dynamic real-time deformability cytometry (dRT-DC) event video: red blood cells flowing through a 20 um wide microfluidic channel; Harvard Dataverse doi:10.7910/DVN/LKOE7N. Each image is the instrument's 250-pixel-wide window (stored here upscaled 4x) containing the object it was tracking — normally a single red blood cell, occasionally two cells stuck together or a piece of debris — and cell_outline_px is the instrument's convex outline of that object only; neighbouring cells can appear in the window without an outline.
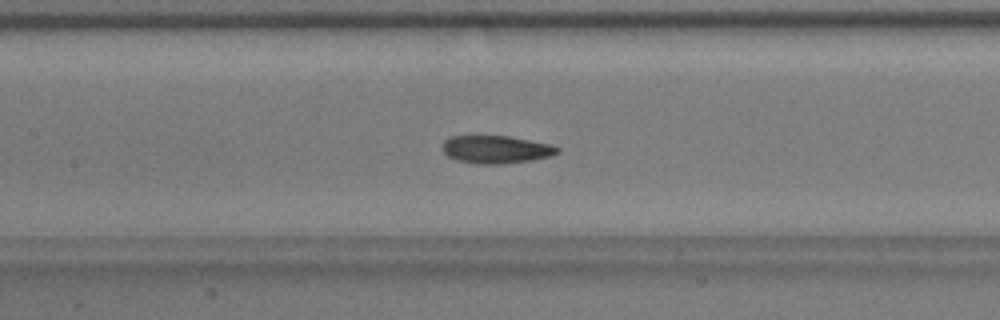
{"species": "common noctule bat (a hibernating species)", "species_latin": "Nyctalus noctula", "temperature_condition": "warm", "stored_images_in_passage": 33, "camera_frame_rate_fps": 3000, "um_per_image_px": 0.085, "animal": {"sex": "male", "body_mass_g": 17.9}, "frame": {"image": 1, "passage_image": 13, "time_ms": 4.0, "image_size_px": [1000, 320], "cell_outline_px": [[560, 152], [552, 156], [532, 160], [500, 164], [480, 164], [456, 160], [448, 156], [440, 148], [444, 140], [452, 136], [508, 136], [552, 144], [560, 148]], "centroid_in_image_um": [42.18, 12.7], "position_along_channel_um": 165.2, "area_um2": 18.79}}
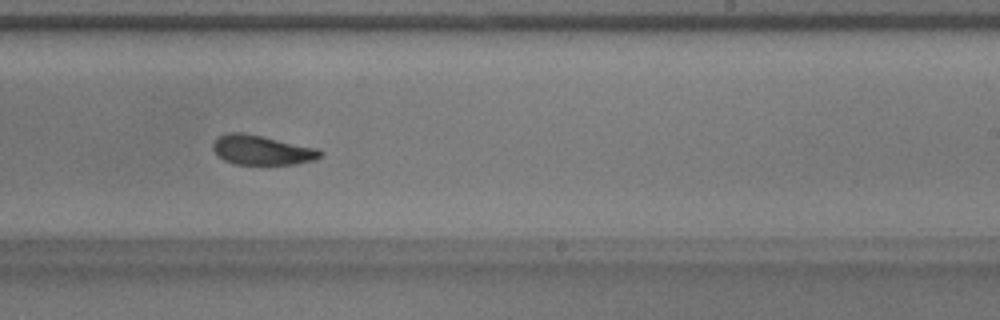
{"frame": {"image": 2, "passage_image": 21, "time_ms": 6.667, "image_size_px": [1000, 320], "cell_outline_px": [[324, 152], [316, 160], [296, 164], [232, 164], [216, 156], [212, 148], [212, 144], [220, 136], [228, 132], [244, 132], [316, 148]], "centroid_in_image_um": [22.23, 12.76], "position_along_channel_um": 266.8, "area_um2": 18.55}}
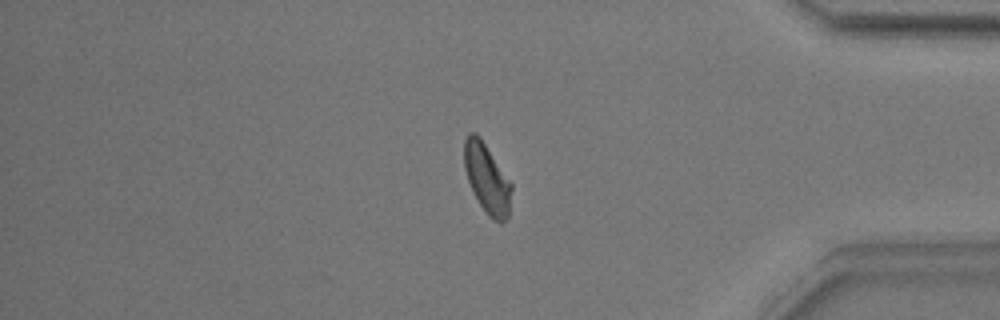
{"frame": {"image": 3, "passage_image": 33, "time_ms": 10.667, "image_size_px": [1000, 320], "cell_outline_px": [[512, 188], [508, 216], [500, 224], [492, 220], [488, 216], [480, 204], [468, 180], [464, 168], [464, 140], [468, 132], [476, 132], [480, 136], [512, 184]], "centroid_in_image_um": [41.39, 15.16], "position_along_channel_um": 393.8, "area_um2": 19.07}, "authors_computed_cell_mechanics": {"area_um2": 18.785, "velocity_mm_per_s": 3.8172, "shape_relaxation_time_tau1_ms": 4.9355, "shape_relaxation_time_tau2_ms": 2.7725, "deformation_change_tau1": 0.1734, "deformation_change_tau2": 0.0993}}